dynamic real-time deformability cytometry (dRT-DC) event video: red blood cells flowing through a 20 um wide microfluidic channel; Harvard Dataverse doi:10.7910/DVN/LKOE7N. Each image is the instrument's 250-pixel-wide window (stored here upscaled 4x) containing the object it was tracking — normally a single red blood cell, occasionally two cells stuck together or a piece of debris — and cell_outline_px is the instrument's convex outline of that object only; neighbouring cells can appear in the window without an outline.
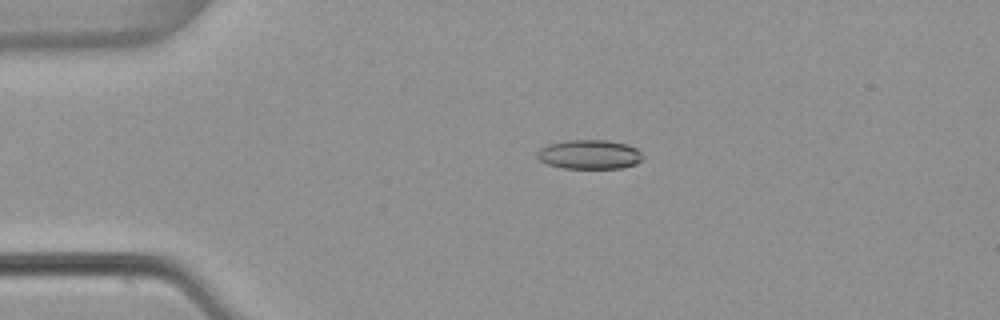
{"species": "common noctule bat (a hibernating species)", "species_latin": "Nyctalus noctula", "temperature_condition": "warm", "stored_images_in_passage": 45, "camera_frame_rate_fps": 3000, "um_per_image_px": 0.085, "animal": {"sex": "female", "body_mass_g": 22.7, "forearm_length_mm": 54.2}, "frame": {"image": 1, "passage_image": 4, "time_ms": 1.0, "image_size_px": [1000, 320], "cell_outline_px": [[644, 156], [636, 164], [620, 168], [560, 168], [548, 164], [540, 160], [536, 156], [536, 152], [540, 148], [548, 144], [564, 140], [608, 140], [628, 144], [636, 148]], "centroid_in_image_um": [50.08, 13.12], "position_along_channel_um": 34.9, "area_um2": 18.15}}
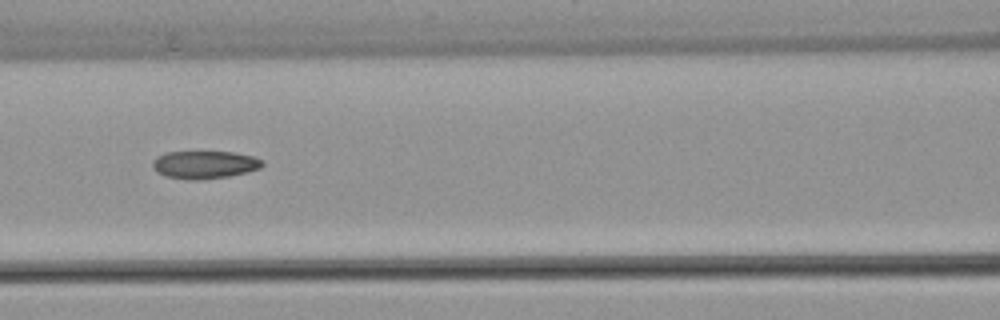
{"frame": {"image": 2, "passage_image": 16, "time_ms": 5.0, "image_size_px": [1000, 320], "cell_outline_px": [[264, 164], [260, 168], [248, 172], [228, 176], [200, 180], [188, 180], [164, 176], [156, 172], [152, 168], [152, 160], [156, 156], [168, 152], [236, 152], [256, 156]], "centroid_in_image_um": [17.36, 14.0], "position_along_channel_um": 149.2, "area_um2": 18.03}}
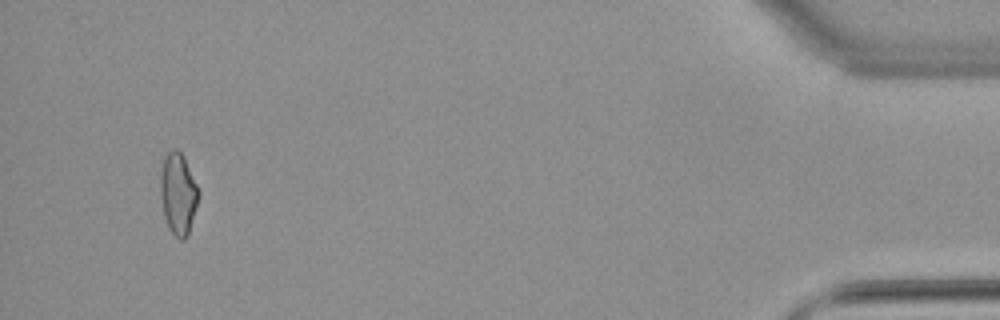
{"frame": {"image": 3, "passage_image": 43, "time_ms": 14.0, "image_size_px": [1000, 320], "cell_outline_px": [[200, 192], [188, 236], [184, 240], [180, 240], [168, 228], [164, 216], [160, 192], [160, 172], [164, 156], [168, 152], [176, 148], [184, 156]], "centroid_in_image_um": [15.14, 16.46], "position_along_channel_um": 420.1, "area_um2": 18.21}, "authors_computed_cell_mechanics": {"area_um2": 17.9758, "velocity_mm_per_s": 3.8678, "shape_relaxation_time_tau1_ms": null, "shape_relaxation_time_tau2_ms": 3.678, "deformation_change_tau1": null, "deformation_change_tau2": 0.1105}}